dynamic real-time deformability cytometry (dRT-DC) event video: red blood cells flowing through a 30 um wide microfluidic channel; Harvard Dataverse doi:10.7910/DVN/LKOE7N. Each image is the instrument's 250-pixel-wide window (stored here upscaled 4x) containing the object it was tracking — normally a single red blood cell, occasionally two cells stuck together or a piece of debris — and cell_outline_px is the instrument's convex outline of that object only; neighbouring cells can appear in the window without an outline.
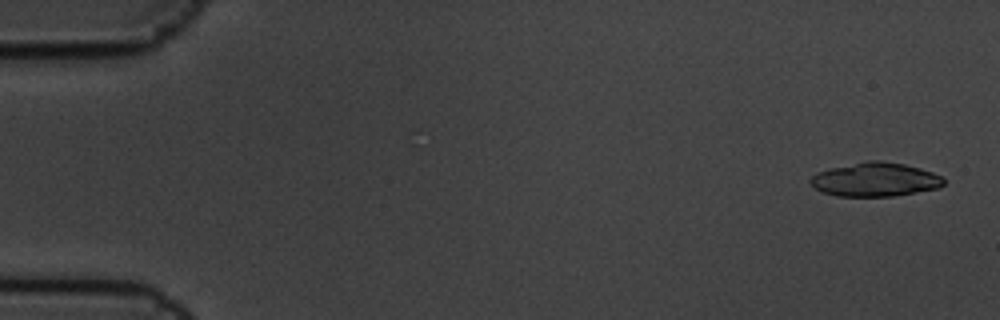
{"species": "common noctule bat (a hibernating species)", "species_latin": "Nyctalus noctula", "temperature_condition": "cold", "stored_images_in_passage": 5, "camera_frame_rate_fps": 3000, "um_per_image_px": 0.085, "animal": {"sex": "male", "body_mass_g": 19.5, "forearm_length_mm": 54.6}, "frame": {"image": 1, "passage_image": 1, "time_ms": 0.0, "image_size_px": [1000, 320], "cell_outline_px": [[944, 184], [940, 188], [892, 196], [836, 196], [824, 192], [816, 188], [808, 180], [816, 172], [828, 168], [868, 160], [880, 160], [904, 164], [920, 168], [932, 172], [940, 176], [944, 180]], "centroid_in_image_um": [74.38, 15.25], "position_along_channel_um": 10.6, "area_um2": 26.3}}
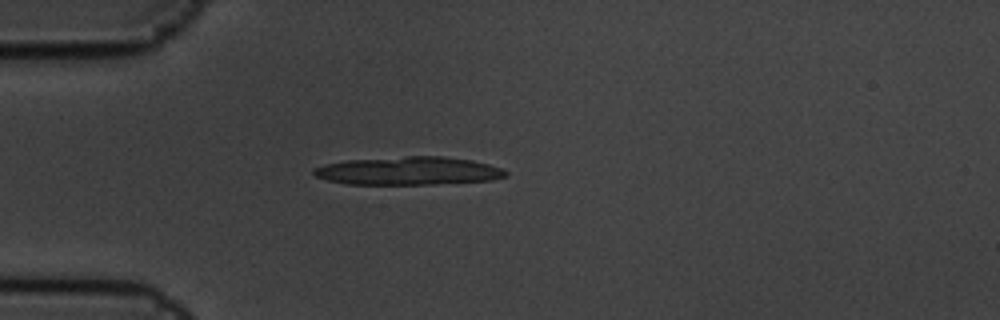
{"frame": {"image": 2, "passage_image": 5, "time_ms": 1.333, "image_size_px": [1000, 320], "cell_outline_px": [[508, 176], [492, 180], [436, 184], [348, 184], [328, 180], [316, 176], [312, 172], [312, 168], [324, 164], [344, 160], [404, 156], [444, 156], [472, 160], [488, 164], [500, 168], [508, 172]], "centroid_in_image_um": [34.71, 14.52], "position_along_channel_um": 50.3, "area_um2": 31.67}}